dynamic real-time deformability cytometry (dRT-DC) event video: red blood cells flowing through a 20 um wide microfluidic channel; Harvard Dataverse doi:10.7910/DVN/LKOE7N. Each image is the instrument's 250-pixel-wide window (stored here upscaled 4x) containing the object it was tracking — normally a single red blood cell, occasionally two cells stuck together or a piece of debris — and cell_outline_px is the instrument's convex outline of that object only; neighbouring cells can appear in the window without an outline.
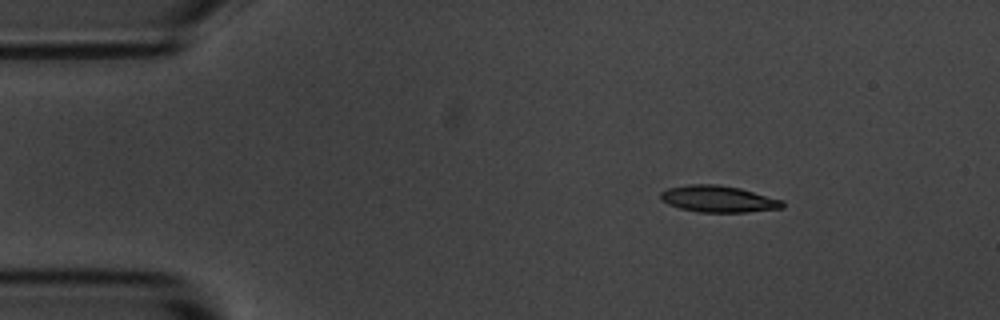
{"species": "common noctule bat (a hibernating species)", "species_latin": "Nyctalus noctula", "temperature_condition": "room temperature", "stored_images_in_passage": 3, "camera_frame_rate_fps": 3000, "um_per_image_px": 0.085, "animal": {"sex": "male", "body_mass_g": 20.1, "forearm_length_mm": 53.5}, "frame": {"image": 1, "passage_image": 1, "time_ms": 0.0, "image_size_px": [1000, 320], "cell_outline_px": [[784, 208], [748, 212], [700, 212], [680, 208], [668, 204], [660, 200], [660, 192], [668, 188], [688, 184], [716, 184], [740, 188], [784, 200]], "centroid_in_image_um": [61.07, 16.91], "position_along_channel_um": 23.9, "area_um2": 19.02}}